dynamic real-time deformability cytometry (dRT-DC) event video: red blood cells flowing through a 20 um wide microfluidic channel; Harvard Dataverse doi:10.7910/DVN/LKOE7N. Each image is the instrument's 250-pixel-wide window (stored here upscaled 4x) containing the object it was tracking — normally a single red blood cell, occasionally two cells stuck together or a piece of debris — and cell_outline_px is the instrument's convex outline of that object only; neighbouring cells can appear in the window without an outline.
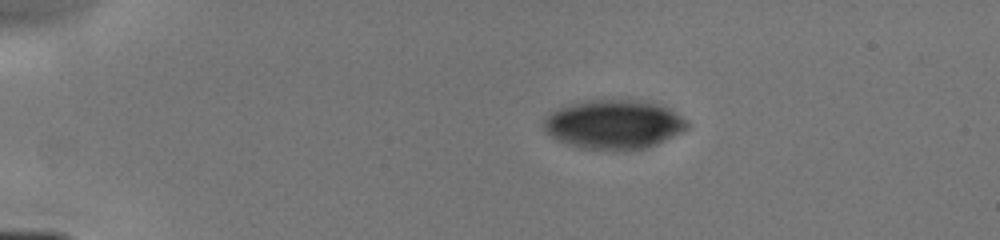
{"species": "human", "species_latin": "Homo sapiens", "temperature_condition": "cold", "stored_images_in_passage": 18, "camera_frame_rate_fps": 3000, "um_per_image_px": 0.085, "donor": {"sex": "male"}, "frame": {"image": 1, "passage_image": 1, "time_ms": 0.0, "image_size_px": [1000, 240], "cell_outline_px": [[688, 128], [648, 148], [620, 152], [612, 152], [580, 148], [556, 140], [544, 128], [544, 120], [552, 112], [568, 104], [580, 100], [644, 100], [664, 104], [680, 116], [688, 124]], "centroid_in_image_um": [52.18, 10.59], "position_along_channel_um": 32.8, "area_um2": 41.62}}
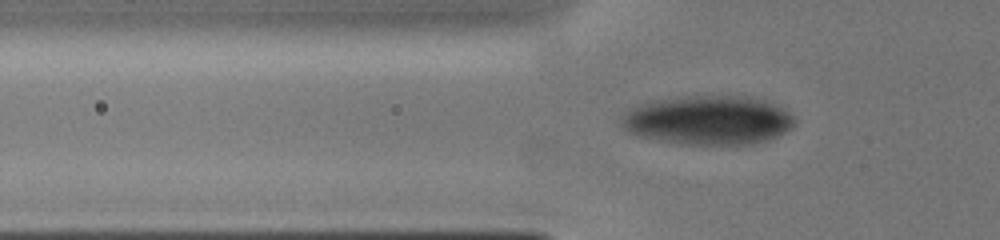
{"frame": {"image": 2, "passage_image": 12, "time_ms": 2.333, "image_size_px": [1000, 240], "cell_outline_px": [[796, 120], [792, 128], [772, 140], [752, 144], [680, 144], [636, 136], [628, 132], [620, 124], [620, 116], [628, 108], [652, 100], [684, 96], [748, 96], [764, 100], [784, 108]], "centroid_in_image_um": [60.17, 10.22], "position_along_channel_um": 65.6, "area_um2": 50.23}}